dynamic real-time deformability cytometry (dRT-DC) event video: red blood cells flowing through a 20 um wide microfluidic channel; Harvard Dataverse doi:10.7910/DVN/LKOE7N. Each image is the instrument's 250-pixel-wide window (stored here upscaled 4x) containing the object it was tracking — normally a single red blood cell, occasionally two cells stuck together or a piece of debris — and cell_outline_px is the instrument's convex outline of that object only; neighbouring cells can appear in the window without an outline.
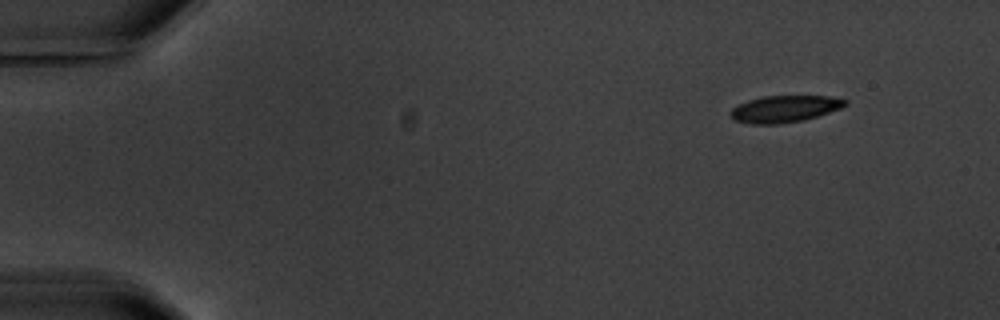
{"species": "common noctule bat (a hibernating species)", "species_latin": "Nyctalus noctula", "temperature_condition": "warm", "stored_images_in_passage": 5, "camera_frame_rate_fps": 3000, "um_per_image_px": 0.085, "animal": {"sex": "male", "body_mass_g": 20.1, "forearm_length_mm": 53.5}, "frame": {"image": 1, "passage_image": 1, "time_ms": 0.0, "image_size_px": [1000, 320], "cell_outline_px": [[848, 104], [840, 108], [804, 120], [780, 124], [752, 124], [736, 120], [728, 112], [732, 108], [748, 100], [764, 96], [832, 96], [848, 100]], "centroid_in_image_um": [66.71, 9.25], "position_along_channel_um": 18.3, "area_um2": 17.8}}
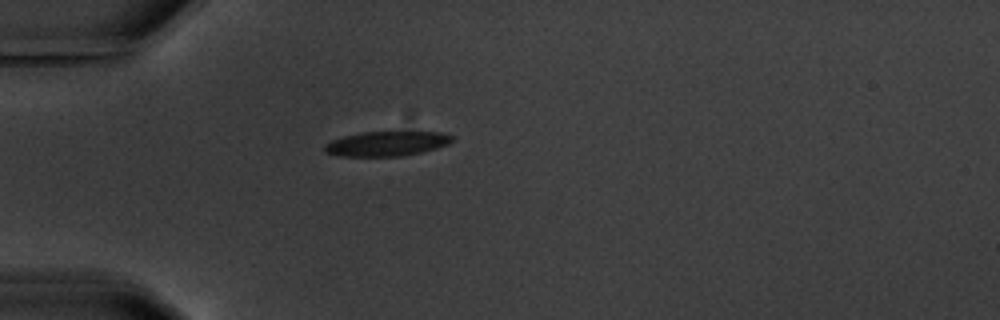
{"frame": {"image": 2, "passage_image": 4, "time_ms": 3.667, "image_size_px": [1000, 320], "cell_outline_px": [[452, 140], [448, 144], [436, 148], [420, 152], [400, 156], [340, 156], [328, 152], [324, 148], [324, 144], [332, 140], [344, 136], [364, 132], [440, 132], [452, 136]], "centroid_in_image_um": [32.86, 12.21], "position_along_channel_um": 52.1, "area_um2": 18.03}}